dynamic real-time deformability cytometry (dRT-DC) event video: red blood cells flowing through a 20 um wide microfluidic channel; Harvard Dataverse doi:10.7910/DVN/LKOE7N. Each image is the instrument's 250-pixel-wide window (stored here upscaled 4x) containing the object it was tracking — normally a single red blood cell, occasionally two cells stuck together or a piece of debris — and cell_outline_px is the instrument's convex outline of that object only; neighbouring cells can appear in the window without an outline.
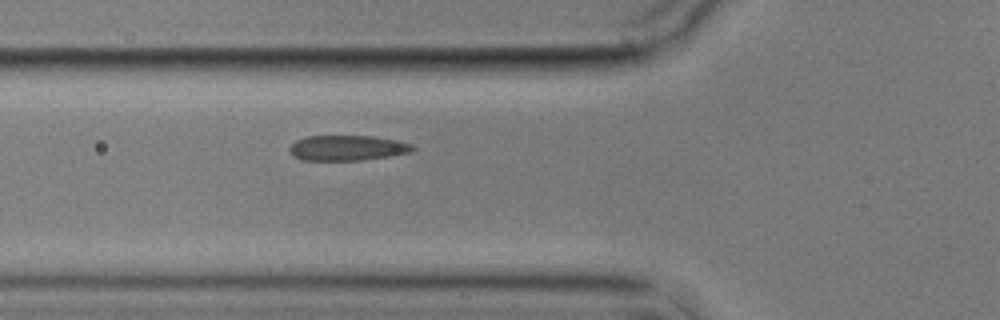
{"species": "common noctule bat (a hibernating species)", "species_latin": "Nyctalus noctula", "temperature_condition": "cold", "stored_images_in_passage": 6, "camera_frame_rate_fps": 3000, "um_per_image_px": 0.085, "animal": {"sex": "male", "body_mass_g": 17.9}, "frame": {"image": 1, "passage_image": 6, "time_ms": 6.667, "image_size_px": [1000, 320], "cell_outline_px": [[416, 148], [412, 152], [388, 156], [360, 160], [300, 160], [288, 148], [296, 140], [308, 136], [372, 136], [400, 140], [412, 144]], "centroid_in_image_um": [29.57, 12.56], "position_along_channel_um": 96.2, "area_um2": 18.09}}